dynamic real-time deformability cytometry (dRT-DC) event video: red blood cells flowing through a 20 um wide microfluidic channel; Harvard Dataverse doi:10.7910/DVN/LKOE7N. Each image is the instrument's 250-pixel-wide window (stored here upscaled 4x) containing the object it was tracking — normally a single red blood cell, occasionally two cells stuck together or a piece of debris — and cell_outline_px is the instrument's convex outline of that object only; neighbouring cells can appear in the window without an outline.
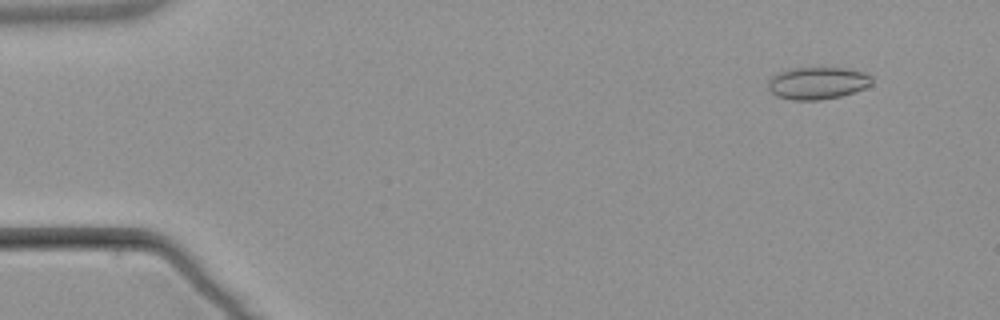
{"species": "common noctule bat (a hibernating species)", "species_latin": "Nyctalus noctula", "temperature_condition": "warm", "stored_images_in_passage": 4, "camera_frame_rate_fps": 3000, "um_per_image_px": 0.085, "animal": {"sex": "male", "body_mass_g": 21.5, "forearm_length_mm": 52.0}, "frame": {"image": 1, "passage_image": 2, "time_ms": 1.333, "image_size_px": [1000, 320], "cell_outline_px": [[872, 84], [864, 88], [840, 96], [820, 100], [792, 100], [776, 96], [768, 88], [768, 80], [776, 72], [788, 68], [844, 68], [864, 72], [872, 76]], "centroid_in_image_um": [69.45, 7.05], "position_along_channel_um": 15.5, "area_um2": 19.59}}